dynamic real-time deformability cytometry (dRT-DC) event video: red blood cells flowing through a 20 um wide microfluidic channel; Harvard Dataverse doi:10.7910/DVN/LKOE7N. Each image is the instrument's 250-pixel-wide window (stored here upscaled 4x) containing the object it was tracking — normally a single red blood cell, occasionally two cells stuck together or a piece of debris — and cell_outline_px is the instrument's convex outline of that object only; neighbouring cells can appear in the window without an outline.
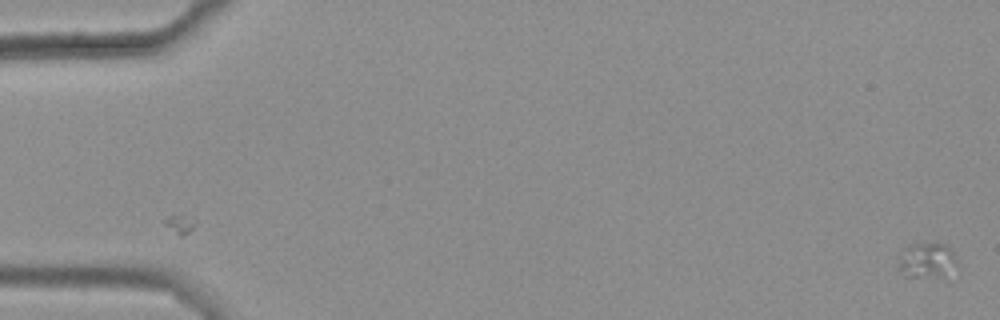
{"species": "common noctule bat (a hibernating species)", "species_latin": "Nyctalus noctula", "temperature_condition": "warm", "stored_images_in_passage": 49, "camera_frame_rate_fps": 3000, "um_per_image_px": 0.085, "animal": {"sex": "female", "body_mass_g": 25.1}, "frame": {"image": 1, "passage_image": 1, "time_ms": 0.0, "image_size_px": [1000, 320], "cell_outline_px": [[960, 272], [944, 276], [904, 276], [900, 272], [900, 256], [904, 248], [912, 244], [944, 244], [956, 256]], "centroid_in_image_um": [78.89, 22.17], "position_along_channel_um": 6.1, "area_um2": 12.14}}